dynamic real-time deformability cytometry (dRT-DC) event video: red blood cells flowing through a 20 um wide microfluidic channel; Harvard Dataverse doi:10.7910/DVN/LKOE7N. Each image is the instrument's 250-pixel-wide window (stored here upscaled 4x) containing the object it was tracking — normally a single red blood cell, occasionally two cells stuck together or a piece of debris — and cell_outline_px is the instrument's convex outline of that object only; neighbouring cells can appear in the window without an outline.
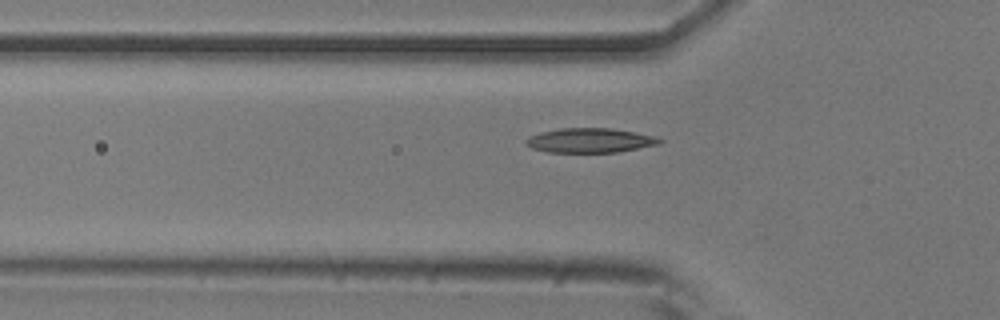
{"species": "common noctule bat (a hibernating species)", "species_latin": "Nyctalus noctula", "temperature_condition": "room temperature", "stored_images_in_passage": 40, "camera_frame_rate_fps": 3000, "um_per_image_px": 0.085, "animal": {"sex": "male", "body_mass_g": 20.5, "forearm_length_mm": 52.5}, "frame": {"image": 1, "passage_image": 7, "time_ms": 2.0, "image_size_px": [1000, 320], "cell_outline_px": [[664, 140], [660, 144], [616, 152], [548, 152], [532, 148], [524, 144], [524, 140], [528, 136], [540, 132], [560, 128], [612, 128], [656, 136]], "centroid_in_image_um": [50.13, 11.93], "position_along_channel_um": 75.7, "area_um2": 19.19}}
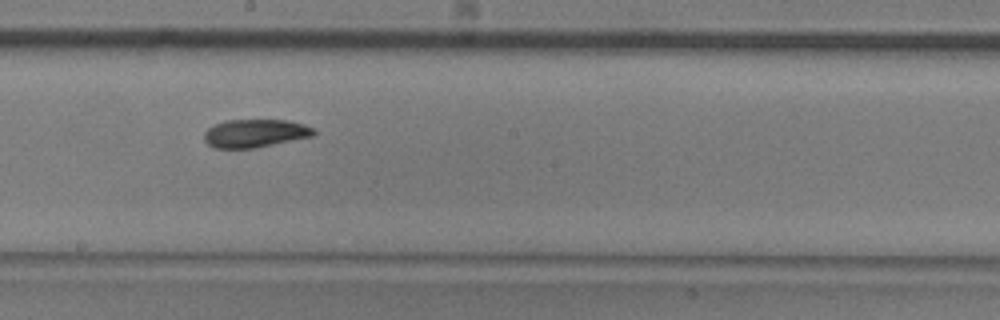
{"frame": {"image": 2, "passage_image": 19, "time_ms": 6.0, "image_size_px": [1000, 320], "cell_outline_px": [[316, 132], [312, 136], [256, 148], [216, 148], [208, 144], [204, 140], [204, 132], [208, 128], [224, 120], [288, 120], [304, 124], [316, 128]], "centroid_in_image_um": [21.7, 11.32], "position_along_channel_um": 226.5, "area_um2": 18.03}}
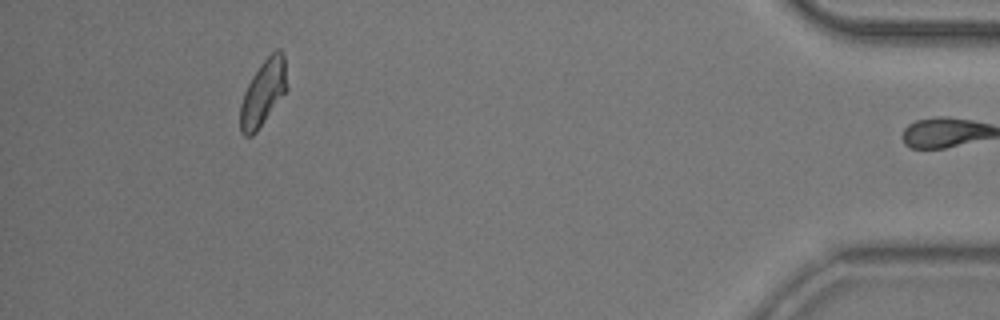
{"frame": {"image": 3, "passage_image": 39, "time_ms": 12.667, "image_size_px": [1000, 320], "cell_outline_px": [[288, 88], [256, 132], [252, 136], [244, 136], [240, 132], [240, 104], [244, 92], [252, 76], [260, 64], [276, 48], [280, 48], [284, 56]], "centroid_in_image_um": [22.36, 7.87], "position_along_channel_um": 412.8, "area_um2": 17.86}, "authors_computed_cell_mechanics": {"area_um2": 18.2937, "velocity_mm_per_s": 3.7568, "shape_relaxation_time_tau1_ms": 2.7627, "shape_relaxation_time_tau2_ms": 3.1189, "deformation_change_tau1": 0.111, "deformation_change_tau2": 0.0662}}